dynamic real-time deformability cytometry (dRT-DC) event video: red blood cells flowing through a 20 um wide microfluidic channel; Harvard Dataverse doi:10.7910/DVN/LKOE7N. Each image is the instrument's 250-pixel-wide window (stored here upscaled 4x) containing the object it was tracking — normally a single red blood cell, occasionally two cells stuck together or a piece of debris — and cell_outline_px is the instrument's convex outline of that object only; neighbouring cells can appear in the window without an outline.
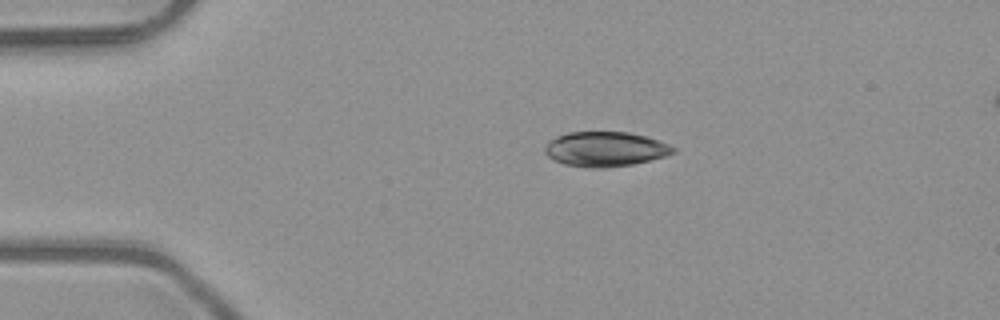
{"species": "common noctule bat (a hibernating species)", "species_latin": "Nyctalus noctula", "temperature_condition": "room temperature", "stored_images_in_passage": 3, "segment_of_instrument_passage": [1, 2], "camera_frame_rate_fps": 3000, "um_per_image_px": 0.085, "animal": {"sex": "male", "body_mass_g": 23.1, "forearm_length_mm": 52.7}, "frame": {"image": 1, "passage_image": 1, "time_ms": 0.0, "image_size_px": [1000, 320], "cell_outline_px": [[676, 152], [664, 156], [632, 164], [604, 168], [588, 168], [564, 164], [548, 156], [544, 152], [544, 148], [548, 140], [556, 136], [568, 132], [628, 132], [644, 136], [668, 144], [676, 148]], "centroid_in_image_um": [51.41, 12.67], "position_along_channel_um": 33.6, "area_um2": 25.89}}